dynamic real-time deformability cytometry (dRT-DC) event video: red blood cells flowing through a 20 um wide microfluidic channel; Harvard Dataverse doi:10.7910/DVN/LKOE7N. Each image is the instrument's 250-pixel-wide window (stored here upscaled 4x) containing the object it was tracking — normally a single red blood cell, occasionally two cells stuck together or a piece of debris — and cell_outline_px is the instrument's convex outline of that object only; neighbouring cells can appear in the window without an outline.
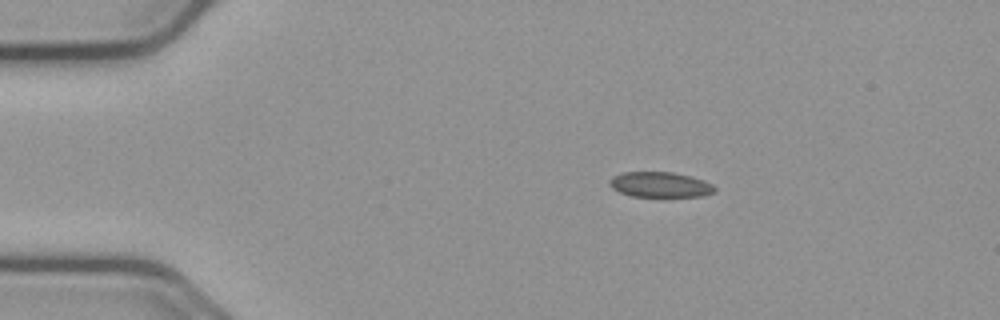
{"species": "common noctule bat (a hibernating species)", "species_latin": "Nyctalus noctula", "temperature_condition": "cold", "stored_images_in_passage": 46, "camera_frame_rate_fps": 3000, "um_per_image_px": 0.085, "animal": {"sex": "male", "body_mass_g": 23.1, "forearm_length_mm": 52.7}, "frame": {"image": 1, "passage_image": 1, "time_ms": 0.0, "image_size_px": [1000, 320], "cell_outline_px": [[716, 192], [704, 196], [632, 196], [620, 192], [612, 188], [608, 184], [608, 180], [612, 176], [624, 172], [672, 172], [692, 176], [704, 180], [712, 184], [716, 188]], "centroid_in_image_um": [56.12, 15.69], "position_along_channel_um": 28.9, "area_um2": 15.61}}
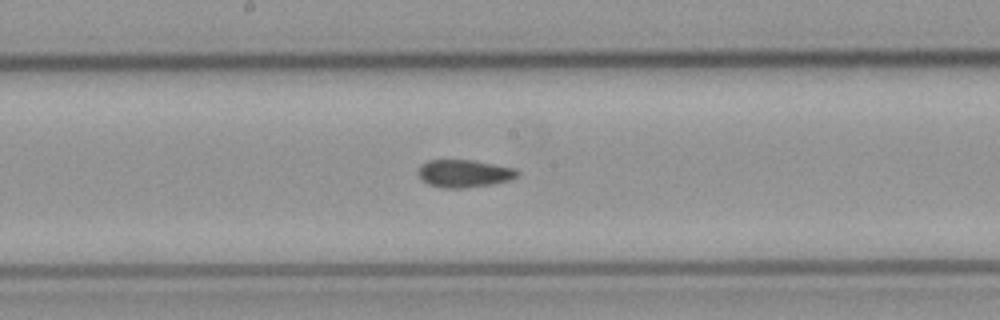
{"frame": {"image": 2, "passage_image": 20, "time_ms": 6.333, "image_size_px": [1000, 320], "cell_outline_px": [[520, 172], [512, 180], [492, 184], [464, 188], [440, 188], [428, 184], [420, 176], [420, 164], [428, 160], [472, 160], [516, 168]], "centroid_in_image_um": [39.49, 14.75], "position_along_channel_um": 208.7, "area_um2": 15.95}}
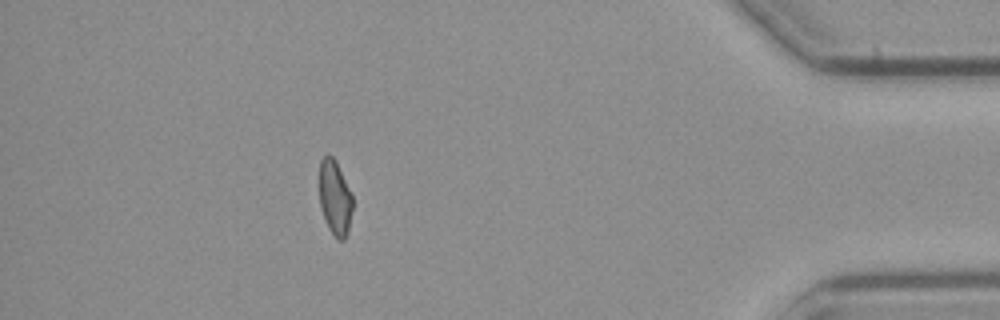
{"frame": {"image": 3, "passage_image": 40, "time_ms": 13.0, "image_size_px": [1000, 320], "cell_outline_px": [[352, 208], [348, 232], [344, 240], [340, 240], [328, 228], [320, 204], [320, 160], [324, 156], [332, 156], [336, 160], [352, 192]], "centroid_in_image_um": [28.49, 16.78], "position_along_channel_um": 406.7, "area_um2": 14.39}, "authors_computed_cell_mechanics": {"area_um2": 15.7216, "velocity_mm_per_s": 3.7491, "shape_relaxation_time_tau1_ms": null, "shape_relaxation_time_tau2_ms": 3.1896, "deformation_change_tau1": null, "deformation_change_tau2": 0.0683}}